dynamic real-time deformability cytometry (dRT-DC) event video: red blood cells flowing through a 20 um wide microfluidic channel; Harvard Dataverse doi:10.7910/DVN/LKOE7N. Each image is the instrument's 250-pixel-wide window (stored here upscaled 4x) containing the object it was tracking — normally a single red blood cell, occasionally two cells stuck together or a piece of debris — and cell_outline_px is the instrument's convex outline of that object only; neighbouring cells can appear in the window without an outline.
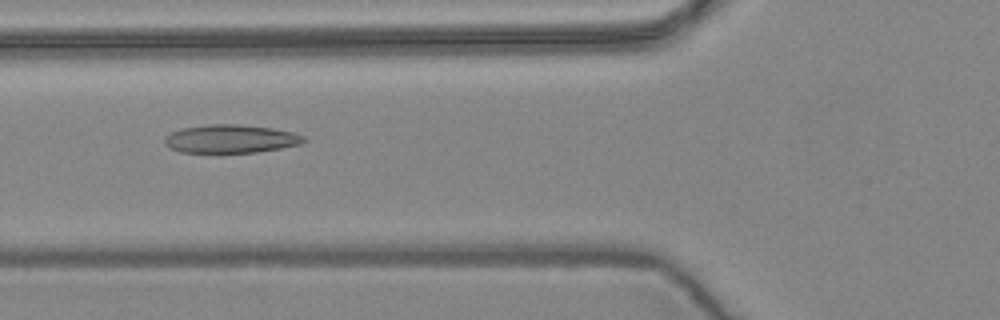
{"species": "common noctule bat (a hibernating species)", "species_latin": "Nyctalus noctula", "temperature_condition": "warm", "stored_images_in_passage": 14, "camera_frame_rate_fps": 3000, "um_per_image_px": 0.085, "animal": {"sex": "female", "body_mass_g": 24.6, "forearm_length_mm": 56.2}, "frame": {"image": 1, "passage_image": 5, "time_ms": 1.333, "image_size_px": [1000, 320], "cell_outline_px": [[308, 140], [300, 144], [280, 148], [256, 152], [180, 152], [168, 148], [164, 144], [164, 136], [172, 132], [184, 128], [208, 124], [240, 124], [272, 128], [292, 132], [304, 136]], "centroid_in_image_um": [19.59, 11.8], "position_along_channel_um": 106.2, "area_um2": 22.95}}
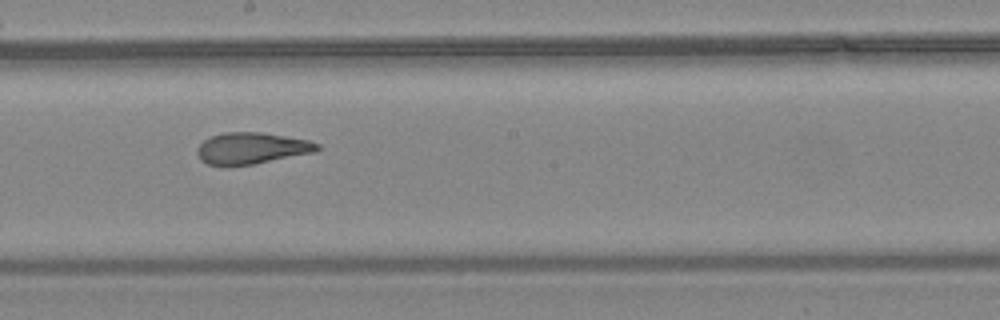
{"frame": {"image": 2, "passage_image": 8, "time_ms": 2.333, "image_size_px": [1000, 320], "cell_outline_px": [[320, 148], [316, 152], [252, 164], [208, 164], [200, 160], [196, 152], [196, 148], [204, 140], [212, 136], [224, 132], [260, 132], [308, 140], [320, 144]], "centroid_in_image_um": [21.39, 12.58], "position_along_channel_um": 226.8, "area_um2": 21.68}}
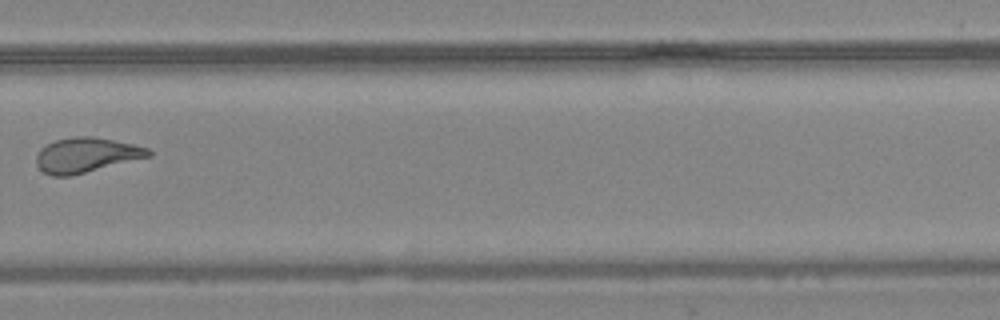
{"frame": {"image": 3, "passage_image": 10, "time_ms": 3.0, "image_size_px": [1000, 320], "cell_outline_px": [[152, 156], [72, 176], [52, 176], [44, 172], [36, 164], [36, 156], [40, 148], [56, 140], [76, 136], [92, 136], [132, 144], [148, 148], [152, 152]], "centroid_in_image_um": [7.33, 13.19], "position_along_channel_um": 322.5, "area_um2": 22.77}}